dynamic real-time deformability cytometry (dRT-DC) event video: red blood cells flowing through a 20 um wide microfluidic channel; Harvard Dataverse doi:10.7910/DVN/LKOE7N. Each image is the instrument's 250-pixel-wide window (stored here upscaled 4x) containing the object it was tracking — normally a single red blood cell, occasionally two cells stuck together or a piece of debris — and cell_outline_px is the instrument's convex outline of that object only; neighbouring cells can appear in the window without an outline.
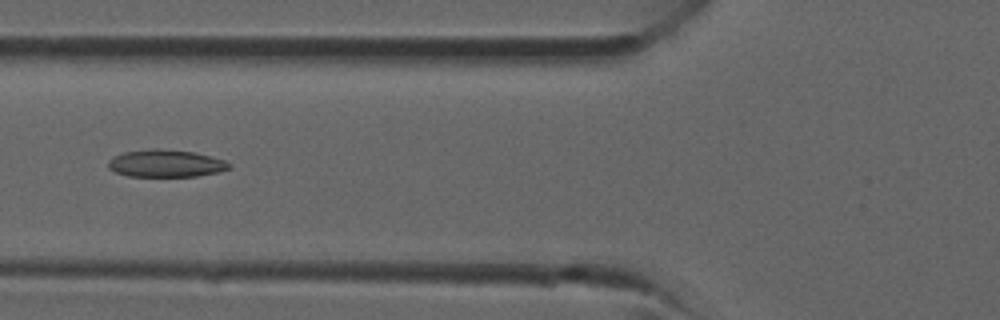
{"species": "common noctule bat (a hibernating species)", "species_latin": "Nyctalus noctula", "temperature_condition": "room temperature", "stored_images_in_passage": 33, "camera_frame_rate_fps": 3000, "um_per_image_px": 0.085, "animal": {"sex": "male", "forearm_length_mm": 52.5}, "frame": {"image": 1, "passage_image": 10, "time_ms": 3.0, "image_size_px": [1000, 320], "cell_outline_px": [[232, 168], [220, 172], [196, 176], [128, 176], [116, 172], [108, 168], [108, 160], [112, 156], [124, 152], [152, 148], [156, 148], [192, 152], [212, 156], [224, 160], [232, 164]], "centroid_in_image_um": [14.11, 13.89], "position_along_channel_um": 111.7, "area_um2": 19.42}}